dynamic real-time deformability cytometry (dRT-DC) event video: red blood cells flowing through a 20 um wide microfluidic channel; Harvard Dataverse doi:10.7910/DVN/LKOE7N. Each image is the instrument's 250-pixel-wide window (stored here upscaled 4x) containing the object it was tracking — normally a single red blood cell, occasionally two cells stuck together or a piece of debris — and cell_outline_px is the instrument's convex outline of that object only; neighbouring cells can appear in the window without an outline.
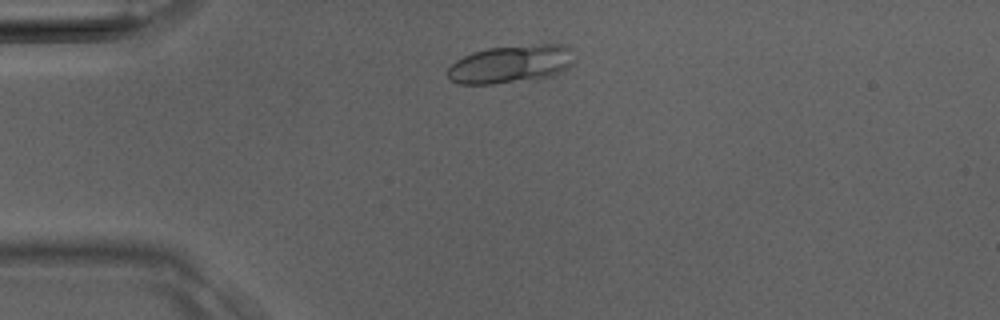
{"species": "Egyptian fruit bat (a non-hibernating species)", "species_latin": "Rousettus aegyptiacus", "temperature_condition": "room temperature", "stored_images_in_passage": 30, "camera_frame_rate_fps": 3000, "um_per_image_px": 0.085, "animal": {"sex": "male"}, "frame": {"image": 1, "passage_image": 1, "time_ms": 0.0, "image_size_px": [1000, 320], "cell_outline_px": [[576, 60], [568, 68], [552, 76], [536, 80], [492, 84], [460, 84], [452, 80], [448, 76], [448, 68], [456, 60], [472, 52], [488, 48], [540, 44], [568, 44]], "centroid_in_image_um": [43.48, 5.45], "position_along_channel_um": 41.5, "area_um2": 28.38}}
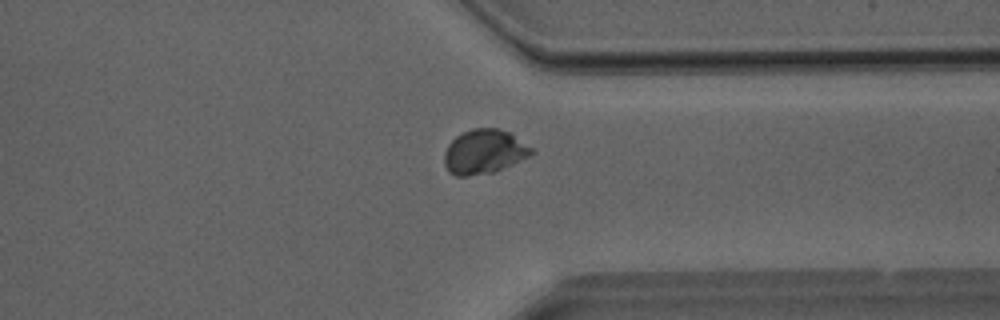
{"frame": {"image": 2, "passage_image": 21, "time_ms": 6.667, "image_size_px": [1000, 320], "cell_outline_px": [[536, 152], [512, 164], [492, 172], [468, 176], [456, 176], [448, 172], [444, 164], [444, 152], [448, 144], [456, 136], [472, 128], [500, 128], [508, 132], [532, 148]], "centroid_in_image_um": [41.11, 12.89], "position_along_channel_um": 370.3, "area_um2": 22.37}}
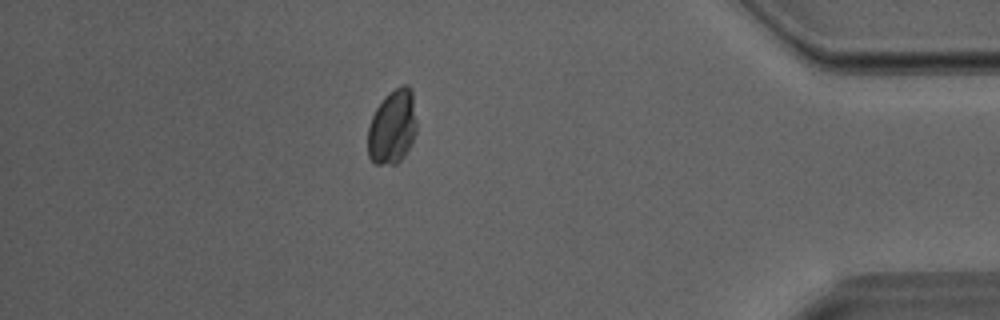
{"frame": {"image": 3, "passage_image": 25, "time_ms": 8.0, "image_size_px": [1000, 320], "cell_outline_px": [[416, 132], [404, 156], [396, 164], [376, 164], [368, 156], [368, 128], [372, 116], [376, 108], [384, 96], [388, 92], [400, 84], [408, 84], [412, 92], [416, 120]], "centroid_in_image_um": [33.35, 10.75], "position_along_channel_um": 401.9, "area_um2": 21.21}}